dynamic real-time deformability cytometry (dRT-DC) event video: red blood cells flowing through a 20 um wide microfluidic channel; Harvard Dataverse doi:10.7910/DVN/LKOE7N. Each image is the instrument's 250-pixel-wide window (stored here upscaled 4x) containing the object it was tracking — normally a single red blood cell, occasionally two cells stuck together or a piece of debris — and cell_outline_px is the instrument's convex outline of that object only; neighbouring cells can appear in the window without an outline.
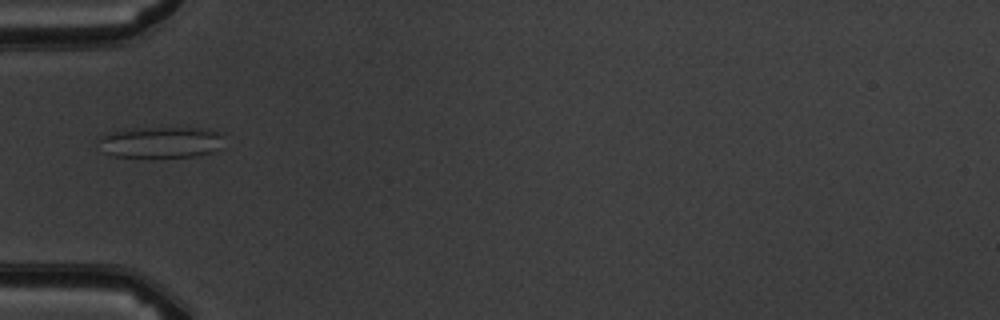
{"species": "common noctule bat (a hibernating species)", "species_latin": "Nyctalus noctula", "temperature_condition": "warm", "stored_images_in_passage": 5, "camera_frame_rate_fps": 3000, "um_per_image_px": 0.085, "animal": {"sex": "male", "body_mass_g": 19.5, "forearm_length_mm": 54.6}, "frame": {"image": 1, "passage_image": 5, "time_ms": 5.333, "image_size_px": [1000, 320], "cell_outline_px": [[224, 148], [212, 152], [196, 156], [152, 160], [112, 156], [104, 152], [100, 140], [100, 136], [112, 132], [132, 128], [204, 128], [216, 132], [220, 136]], "centroid_in_image_um": [13.67, 12.15], "position_along_channel_um": 71.3, "area_um2": 23.58}}